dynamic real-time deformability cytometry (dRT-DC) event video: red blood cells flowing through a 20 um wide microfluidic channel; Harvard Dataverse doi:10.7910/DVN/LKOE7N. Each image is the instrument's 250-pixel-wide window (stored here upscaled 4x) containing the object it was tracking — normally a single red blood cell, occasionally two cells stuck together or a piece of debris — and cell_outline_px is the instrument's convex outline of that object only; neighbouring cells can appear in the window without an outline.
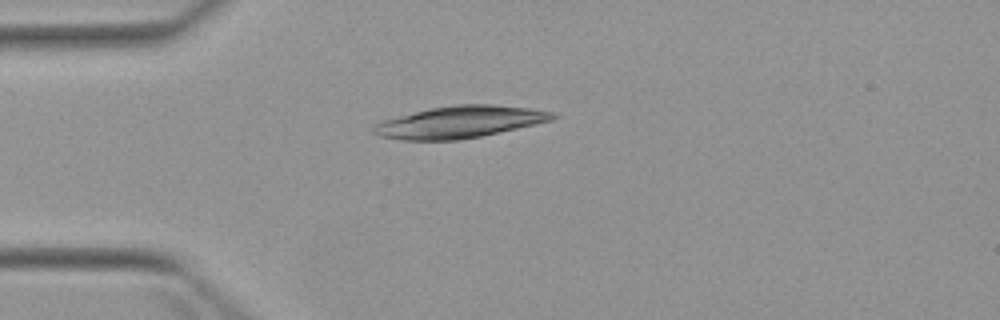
{"species": "Egyptian fruit bat (a non-hibernating species)", "species_latin": "Rousettus aegyptiacus", "temperature_condition": "warm", "stored_images_in_passage": 3, "camera_frame_rate_fps": 3000, "um_per_image_px": 0.085, "animal": {"sex": "female"}, "frame": {"image": 1, "passage_image": 3, "time_ms": 2.333, "image_size_px": [1000, 320], "cell_outline_px": [[556, 116], [552, 120], [536, 124], [480, 136], [460, 140], [400, 140], [380, 136], [372, 132], [372, 128], [376, 124], [384, 120], [428, 108], [456, 104], [492, 104], [528, 108], [552, 112]], "centroid_in_image_um": [39.04, 10.37], "position_along_channel_um": 46.0, "area_um2": 33.06}}